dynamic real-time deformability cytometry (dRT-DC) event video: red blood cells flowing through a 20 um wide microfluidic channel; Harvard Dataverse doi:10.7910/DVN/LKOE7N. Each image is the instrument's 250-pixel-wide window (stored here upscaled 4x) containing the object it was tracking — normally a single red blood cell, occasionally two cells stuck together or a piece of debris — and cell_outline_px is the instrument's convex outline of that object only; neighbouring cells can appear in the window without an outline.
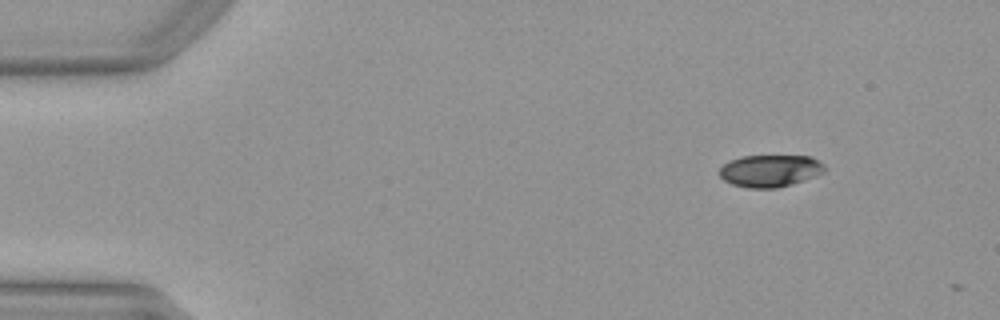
{"species": "Egyptian fruit bat (a non-hibernating species)", "species_latin": "Rousettus aegyptiacus", "temperature_condition": "warm", "stored_images_in_passage": 2, "camera_frame_rate_fps": 3000, "um_per_image_px": 0.085, "animal": {"sex": "female"}, "frame": {"image": 1, "passage_image": 1, "time_ms": 0.0, "image_size_px": [1000, 320], "cell_outline_px": [[824, 172], [804, 180], [792, 184], [776, 188], [748, 188], [732, 184], [724, 180], [720, 176], [720, 168], [728, 160], [744, 156], [812, 156], [824, 164]], "centroid_in_image_um": [65.45, 14.51], "position_along_channel_um": 19.6, "area_um2": 19.65}}